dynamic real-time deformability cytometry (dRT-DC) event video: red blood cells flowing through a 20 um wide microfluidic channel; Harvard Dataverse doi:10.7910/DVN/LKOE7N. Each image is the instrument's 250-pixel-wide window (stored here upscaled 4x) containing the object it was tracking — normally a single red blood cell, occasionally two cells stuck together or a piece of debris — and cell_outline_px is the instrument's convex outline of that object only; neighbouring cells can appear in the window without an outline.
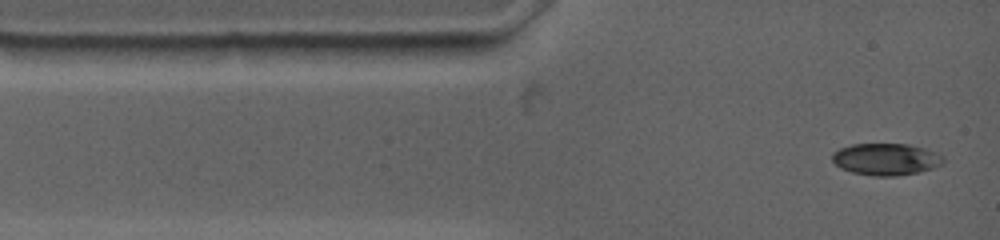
{"species": "common noctule bat (a hibernating species)", "species_latin": "Nyctalus noctula", "temperature_condition": "warm", "stored_images_in_passage": 8, "camera_frame_rate_fps": 4500, "um_per_image_px": 0.085, "animal": {"sex": "female", "body_mass_g": 19.0, "forearm_length_mm": 53.3}, "frame": {"image": 1, "passage_image": 1, "time_ms": 0.0, "image_size_px": [1000, 240], "cell_outline_px": [[944, 164], [932, 168], [916, 172], [888, 176], [880, 176], [852, 172], [836, 164], [832, 160], [832, 152], [840, 148], [852, 144], [908, 144], [928, 148], [944, 156]], "centroid_in_image_um": [75.35, 13.51], "position_along_channel_um": 9.7, "area_um2": 20.46}}
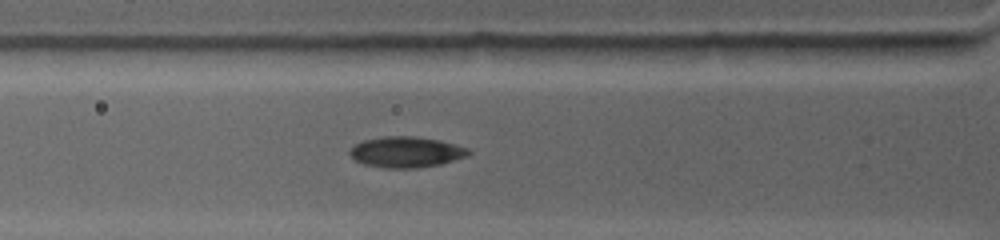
{"frame": {"image": 2, "passage_image": 6, "time_ms": 3.111, "image_size_px": [1000, 240], "cell_outline_px": [[472, 152], [468, 156], [440, 164], [416, 168], [384, 168], [364, 164], [356, 160], [348, 152], [348, 148], [364, 140], [384, 136], [416, 136], [440, 140], [456, 144], [468, 148]], "centroid_in_image_um": [34.54, 12.92], "position_along_channel_um": 91.3, "area_um2": 21.44}}
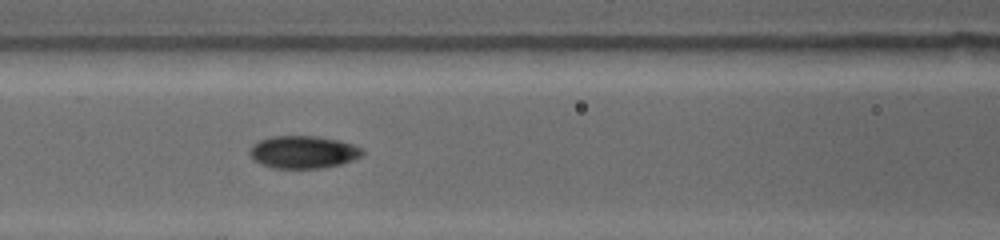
{"frame": {"image": 3, "passage_image": 8, "time_ms": 4.444, "image_size_px": [1000, 240], "cell_outline_px": [[364, 152], [360, 156], [352, 160], [340, 164], [320, 168], [276, 168], [260, 164], [248, 152], [252, 144], [260, 140], [272, 136], [316, 136], [340, 140], [364, 148]], "centroid_in_image_um": [25.78, 12.91], "position_along_channel_um": 140.8, "area_um2": 21.33}}